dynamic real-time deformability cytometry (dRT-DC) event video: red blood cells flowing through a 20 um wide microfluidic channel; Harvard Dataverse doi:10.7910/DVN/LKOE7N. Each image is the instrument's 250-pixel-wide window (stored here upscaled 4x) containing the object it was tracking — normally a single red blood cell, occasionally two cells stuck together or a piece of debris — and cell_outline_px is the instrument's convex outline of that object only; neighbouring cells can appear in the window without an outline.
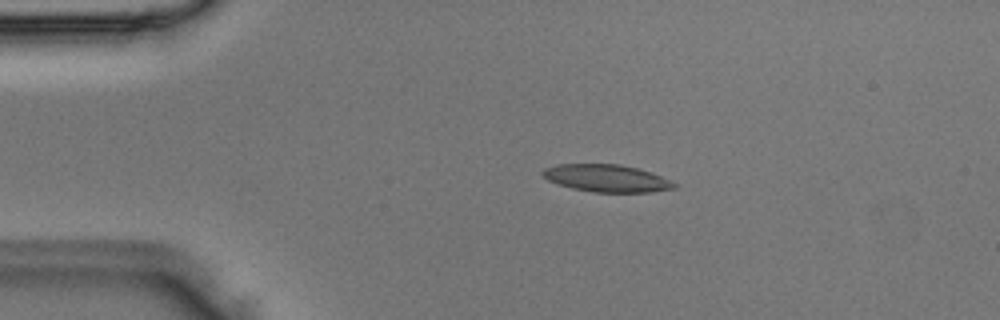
{"species": "Egyptian fruit bat (a non-hibernating species)", "species_latin": "Rousettus aegyptiacus", "temperature_condition": "room temperature", "stored_images_in_passage": 4, "camera_frame_rate_fps": 3000, "um_per_image_px": 0.085, "animal": {"sex": "male"}, "frame": {"image": 1, "passage_image": 3, "time_ms": 0.667, "image_size_px": [1000, 320], "cell_outline_px": [[676, 188], [652, 192], [592, 192], [572, 188], [548, 180], [540, 172], [544, 168], [556, 164], [620, 164], [636, 168], [660, 176], [676, 184]], "centroid_in_image_um": [51.53, 15.15], "position_along_channel_um": 33.5, "area_um2": 20.75}}